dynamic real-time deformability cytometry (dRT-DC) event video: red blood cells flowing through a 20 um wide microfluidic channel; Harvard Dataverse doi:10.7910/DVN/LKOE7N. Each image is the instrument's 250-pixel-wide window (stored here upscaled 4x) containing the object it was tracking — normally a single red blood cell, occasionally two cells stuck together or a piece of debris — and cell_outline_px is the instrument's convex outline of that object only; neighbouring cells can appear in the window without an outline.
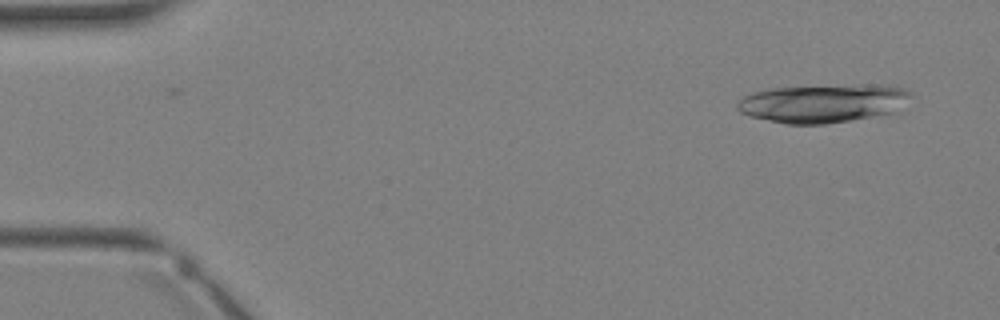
{"species": "Egyptian fruit bat (a non-hibernating species)", "species_latin": "Rousettus aegyptiacus", "temperature_condition": "warm", "stored_images_in_passage": 2, "camera_frame_rate_fps": 3000, "um_per_image_px": 0.085, "animal": {"sex": "female"}, "frame": {"image": 1, "passage_image": 2, "time_ms": 1.333, "image_size_px": [1000, 320], "cell_outline_px": [[916, 96], [892, 112], [852, 120], [824, 124], [784, 124], [748, 116], [740, 112], [736, 108], [736, 104], [744, 96], [752, 92], [768, 88], [868, 84], [880, 84], [900, 88], [912, 92]], "centroid_in_image_um": [69.94, 8.77], "position_along_channel_um": 15.1, "area_um2": 39.07}}